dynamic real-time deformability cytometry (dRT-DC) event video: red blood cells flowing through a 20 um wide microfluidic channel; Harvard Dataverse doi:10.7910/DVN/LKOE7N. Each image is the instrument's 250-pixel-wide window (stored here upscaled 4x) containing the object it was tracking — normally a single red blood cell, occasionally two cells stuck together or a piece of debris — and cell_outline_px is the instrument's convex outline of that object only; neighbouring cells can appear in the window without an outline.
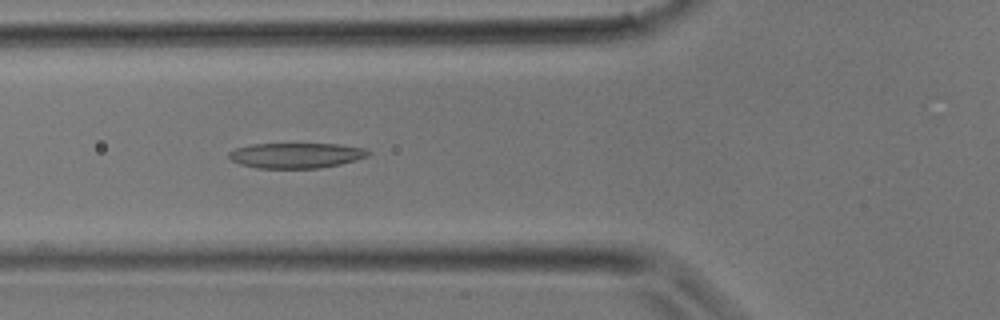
{"species": "common noctule bat (a hibernating species)", "species_latin": "Nyctalus noctula", "temperature_condition": "room temperature", "stored_images_in_passage": 4, "camera_frame_rate_fps": 3000, "um_per_image_px": 0.085, "animal": {"sex": "male", "body_mass_g": 17.9}, "frame": {"image": 1, "passage_image": 4, "time_ms": 1.0, "image_size_px": [1000, 320], "cell_outline_px": [[372, 152], [368, 156], [340, 164], [316, 168], [256, 168], [240, 164], [232, 160], [228, 156], [228, 152], [236, 148], [252, 144], [336, 144], [364, 148]], "centroid_in_image_um": [25.15, 13.21], "position_along_channel_um": 100.6, "area_um2": 20.4}}